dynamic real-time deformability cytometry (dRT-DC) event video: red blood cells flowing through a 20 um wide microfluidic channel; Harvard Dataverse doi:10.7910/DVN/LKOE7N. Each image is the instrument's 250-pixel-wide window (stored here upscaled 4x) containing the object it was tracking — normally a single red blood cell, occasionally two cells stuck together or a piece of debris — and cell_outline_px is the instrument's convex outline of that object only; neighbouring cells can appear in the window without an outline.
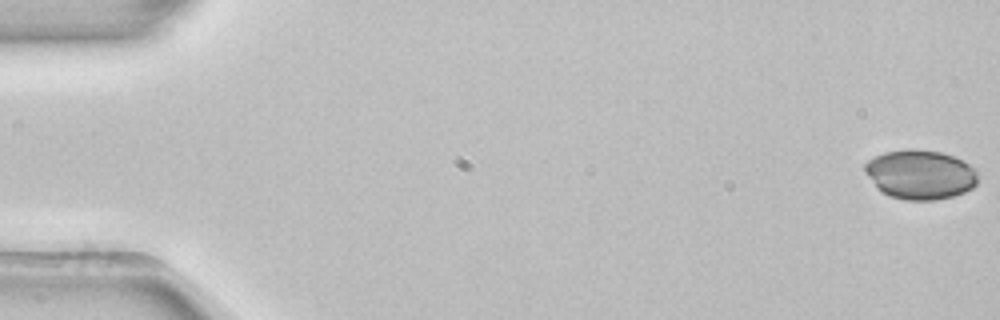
{"species": "common noctule bat (a hibernating species)", "species_latin": "Nyctalus noctula", "temperature_condition": "room temperature", "stored_images_in_passage": 16, "camera_frame_rate_fps": 3000, "um_per_image_px": 0.085, "animal": {"sex": "female", "body_mass_g": 22.7, "forearm_length_mm": 54.2}, "frame": {"image": 1, "passage_image": 1, "time_ms": 0.0, "image_size_px": [1000, 320], "cell_outline_px": [[976, 184], [972, 188], [964, 192], [952, 196], [936, 200], [904, 200], [888, 196], [880, 192], [876, 188], [864, 172], [864, 164], [868, 160], [884, 152], [908, 148], [916, 148], [940, 152], [952, 156], [976, 168]], "centroid_in_image_um": [78.17, 14.84], "position_along_channel_um": 6.8, "area_um2": 32.77}}
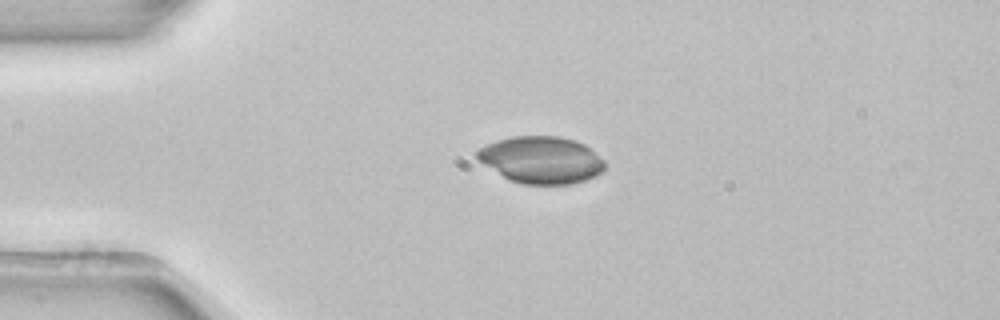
{"frame": {"image": 2, "passage_image": 13, "time_ms": 4.0, "image_size_px": [1000, 320], "cell_outline_px": [[604, 172], [596, 176], [572, 184], [524, 184], [508, 180], [484, 164], [476, 156], [476, 152], [480, 148], [496, 140], [512, 136], [560, 136], [576, 140], [584, 144], [604, 160]], "centroid_in_image_um": [46.03, 13.59], "position_along_channel_um": 39.0, "area_um2": 34.97}}